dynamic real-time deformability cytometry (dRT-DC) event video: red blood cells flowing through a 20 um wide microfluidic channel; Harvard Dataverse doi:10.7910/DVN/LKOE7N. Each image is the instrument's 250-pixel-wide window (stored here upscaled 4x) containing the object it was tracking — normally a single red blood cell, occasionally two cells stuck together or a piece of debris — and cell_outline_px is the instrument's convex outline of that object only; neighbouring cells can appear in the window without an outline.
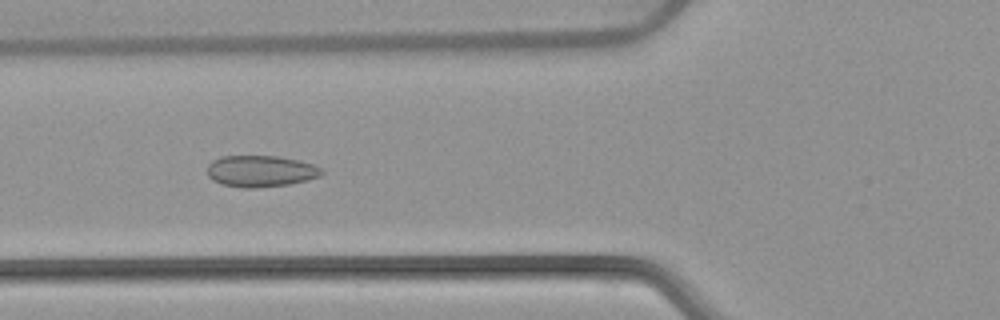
{"species": "common noctule bat (a hibernating species)", "species_latin": "Nyctalus noctula", "temperature_condition": "warm", "stored_images_in_passage": 53, "camera_frame_rate_fps": 3000, "um_per_image_px": 0.085, "animal": {"sex": "female", "body_mass_g": 22.7, "forearm_length_mm": 54.2}, "frame": {"image": 1, "passage_image": 20, "time_ms": 6.333, "image_size_px": [1000, 320], "cell_outline_px": [[324, 172], [320, 176], [308, 180], [288, 184], [256, 188], [244, 188], [220, 184], [212, 180], [208, 176], [208, 164], [212, 160], [220, 156], [276, 156], [300, 160], [324, 168]], "centroid_in_image_um": [22.16, 14.55], "position_along_channel_um": 103.6, "area_um2": 21.21}}
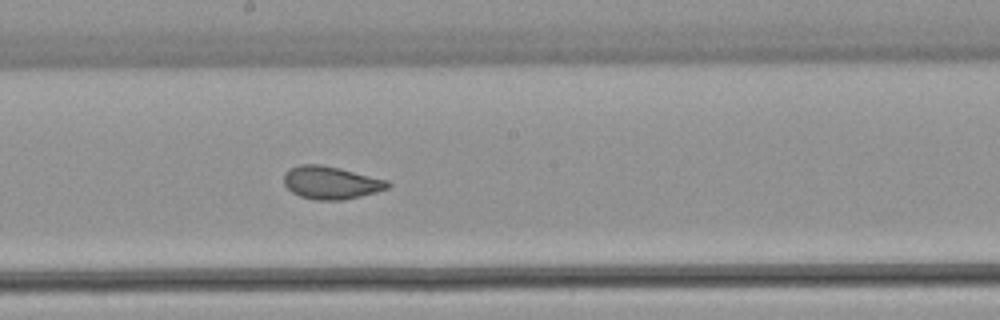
{"frame": {"image": 2, "passage_image": 29, "time_ms": 9.333, "image_size_px": [1000, 320], "cell_outline_px": [[392, 184], [388, 188], [376, 192], [360, 196], [340, 200], [316, 200], [300, 196], [292, 192], [284, 184], [284, 172], [288, 168], [300, 164], [320, 164], [340, 168], [388, 180]], "centroid_in_image_um": [28.12, 15.51], "position_along_channel_um": 220.1, "area_um2": 19.94}}
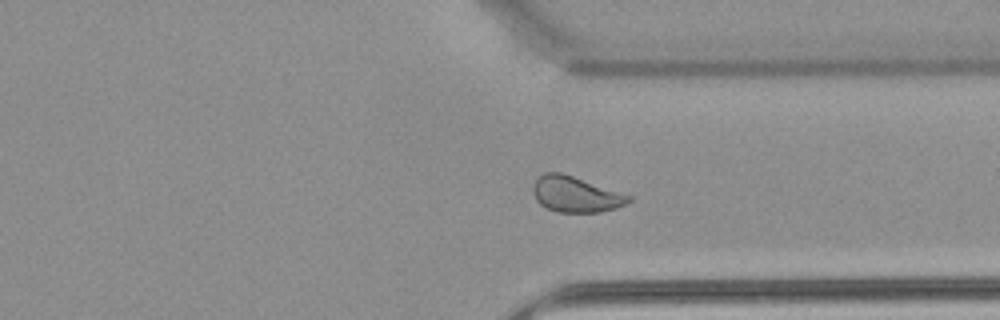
{"frame": {"image": 3, "passage_image": 40, "time_ms": 13.0, "image_size_px": [1000, 320], "cell_outline_px": [[632, 200], [616, 208], [600, 212], [556, 212], [540, 204], [536, 200], [532, 188], [532, 184], [544, 172], [560, 172], [632, 196]], "centroid_in_image_um": [48.91, 16.52], "position_along_channel_um": 362.5, "area_um2": 19.71}, "authors_computed_cell_mechanics": {"area_um2": 21.1548, "velocity_mm_per_s": 3.8815, "shape_relaxation_time_tau1_ms": null, "shape_relaxation_time_tau2_ms": 0.742, "deformation_change_tau1": null, "deformation_change_tau2": 0.0558}}